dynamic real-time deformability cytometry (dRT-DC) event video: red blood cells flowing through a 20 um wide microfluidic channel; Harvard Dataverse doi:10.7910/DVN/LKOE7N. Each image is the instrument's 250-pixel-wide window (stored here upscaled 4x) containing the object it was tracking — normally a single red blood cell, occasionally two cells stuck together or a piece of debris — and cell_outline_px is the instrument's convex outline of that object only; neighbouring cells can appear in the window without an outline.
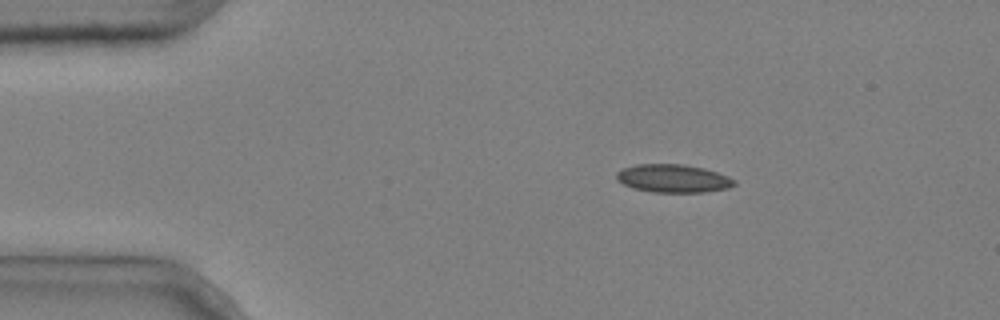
{"species": "common noctule bat (a hibernating species)", "species_latin": "Nyctalus noctula", "temperature_condition": "cold", "stored_images_in_passage": 4, "camera_frame_rate_fps": 3000, "um_per_image_px": 0.085, "animal": {"sex": "male", "body_mass_g": 20.4}, "frame": {"image": 1, "passage_image": 1, "time_ms": 0.0, "image_size_px": [1000, 320], "cell_outline_px": [[736, 184], [728, 188], [704, 192], [652, 192], [636, 188], [624, 184], [616, 180], [616, 172], [624, 168], [636, 164], [680, 164], [704, 168], [728, 176], [736, 180]], "centroid_in_image_um": [57.23, 15.16], "position_along_channel_um": 27.8, "area_um2": 19.19}}
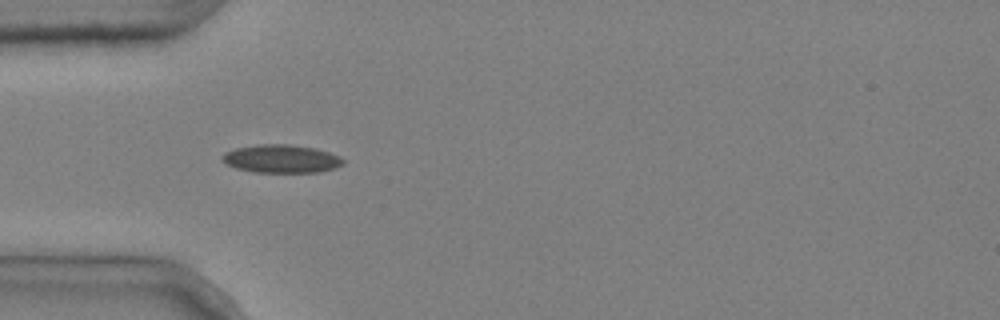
{"frame": {"image": 2, "passage_image": 3, "time_ms": 0.667, "image_size_px": [1000, 320], "cell_outline_px": [[344, 164], [336, 168], [320, 172], [252, 172], [236, 168], [220, 160], [220, 156], [224, 152], [236, 148], [260, 144], [284, 144], [316, 148], [340, 156], [344, 160]], "centroid_in_image_um": [23.91, 13.5], "position_along_channel_um": 61.1, "area_um2": 19.94}}